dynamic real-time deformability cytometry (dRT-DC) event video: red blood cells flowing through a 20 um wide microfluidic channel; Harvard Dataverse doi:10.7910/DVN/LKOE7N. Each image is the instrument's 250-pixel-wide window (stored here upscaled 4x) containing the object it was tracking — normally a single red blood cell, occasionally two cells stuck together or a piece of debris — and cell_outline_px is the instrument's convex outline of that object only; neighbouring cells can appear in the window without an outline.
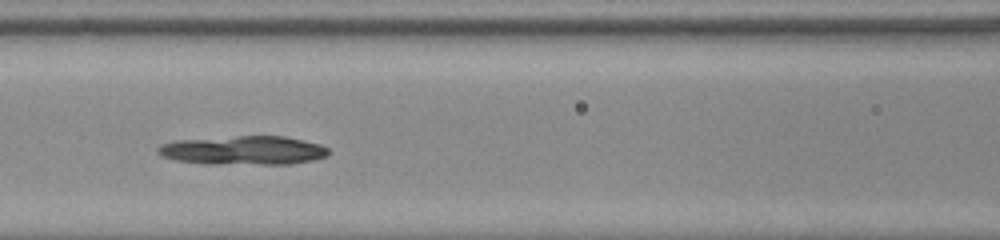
{"species": "common noctule bat (a hibernating species)", "species_latin": "Nyctalus noctula", "temperature_condition": "room temperature", "stored_images_in_passage": 37, "camera_frame_rate_fps": 3000, "um_per_image_px": 0.085, "animal": {"sex": "male", "body_mass_g": 20.0, "forearm_length_mm": 53.3}, "frame": {"image": 1, "passage_image": 8, "time_ms": 2.333, "image_size_px": [1000, 240], "cell_outline_px": [[332, 152], [328, 156], [312, 160], [288, 164], [208, 164], [176, 160], [164, 156], [156, 152], [156, 148], [164, 144], [180, 140], [236, 136], [284, 136], [304, 140], [320, 144], [328, 148]], "centroid_in_image_um": [20.76, 12.78], "position_along_channel_um": 145.8, "area_um2": 28.67}}
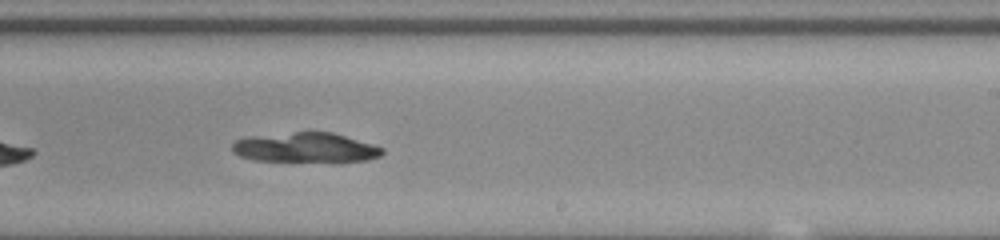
{"frame": {"image": 2, "passage_image": 17, "time_ms": 5.333, "image_size_px": [1000, 240], "cell_outline_px": [[384, 152], [380, 156], [368, 160], [252, 160], [240, 156], [232, 152], [232, 144], [236, 140], [252, 136], [296, 132], [332, 132], [372, 144], [384, 148]], "centroid_in_image_um": [25.95, 12.52], "position_along_channel_um": 263.1, "area_um2": 25.32}}
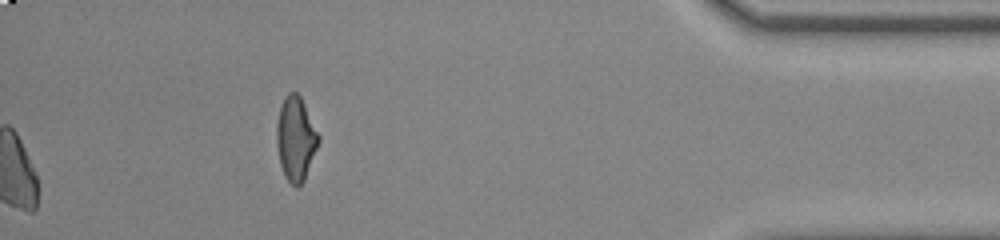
{"frame": {"image": 3, "passage_image": 37, "time_ms": 12.0, "image_size_px": [1000, 240], "cell_outline_px": [[320, 140], [304, 180], [296, 188], [284, 176], [280, 164], [276, 144], [276, 124], [280, 108], [284, 96], [288, 92], [296, 92], [300, 96], [320, 136]], "centroid_in_image_um": [25.12, 11.78], "position_along_channel_um": 410.1, "area_um2": 20.46}}